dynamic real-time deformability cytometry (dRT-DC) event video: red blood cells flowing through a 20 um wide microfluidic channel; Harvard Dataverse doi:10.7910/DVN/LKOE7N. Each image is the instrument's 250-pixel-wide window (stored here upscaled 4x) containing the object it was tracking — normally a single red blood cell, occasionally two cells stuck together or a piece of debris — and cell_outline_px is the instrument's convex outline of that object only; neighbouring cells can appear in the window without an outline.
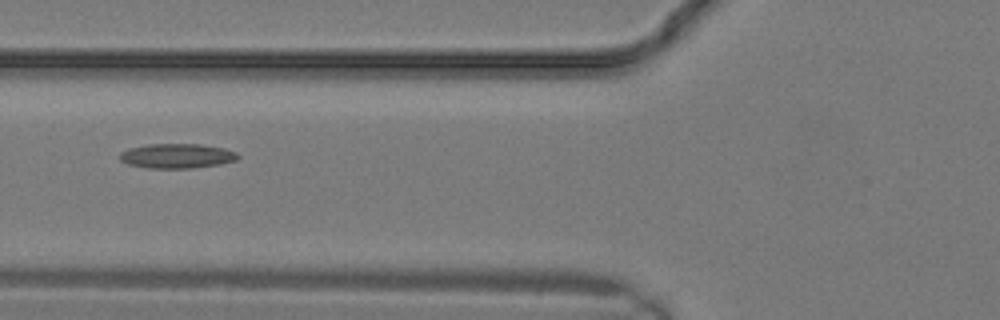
{"species": "common noctule bat (a hibernating species)", "species_latin": "Nyctalus noctula", "temperature_condition": "warm", "stored_images_in_passage": 7, "camera_frame_rate_fps": 3000, "um_per_image_px": 0.085, "animal": {"sex": "male", "body_mass_g": 19.2, "forearm_length_mm": 51.8}, "frame": {"image": 1, "passage_image": 6, "time_ms": 1.667, "image_size_px": [1000, 320], "cell_outline_px": [[240, 156], [236, 160], [220, 164], [192, 168], [144, 168], [128, 164], [120, 160], [120, 152], [128, 148], [148, 144], [200, 144], [224, 148], [236, 152]], "centroid_in_image_um": [15.02, 13.25], "position_along_channel_um": 110.8, "area_um2": 17.05}}